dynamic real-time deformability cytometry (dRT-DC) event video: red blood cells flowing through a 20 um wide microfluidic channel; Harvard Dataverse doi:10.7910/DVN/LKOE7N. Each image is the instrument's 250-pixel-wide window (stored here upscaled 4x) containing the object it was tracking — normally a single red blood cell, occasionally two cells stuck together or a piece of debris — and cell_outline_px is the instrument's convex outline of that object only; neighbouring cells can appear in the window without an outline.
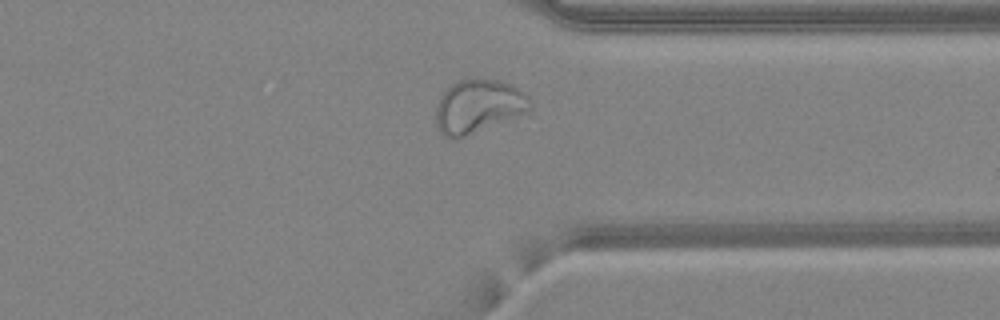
{"species": "common noctule bat (a hibernating species)", "species_latin": "Nyctalus noctula", "temperature_condition": "warm", "stored_images_in_passage": 41, "camera_frame_rate_fps": 3000, "um_per_image_px": 0.085, "animal": {"sex": "female", "body_mass_g": 24.6, "forearm_length_mm": 56.2}, "frame": {"image": 1, "passage_image": 30, "time_ms": 9.667, "image_size_px": [1000, 320], "cell_outline_px": [[532, 108], [528, 112], [464, 136], [448, 140], [440, 132], [436, 124], [436, 104], [440, 96], [452, 84], [460, 80], [472, 76], [496, 80], [512, 84], [528, 96], [532, 104]], "centroid_in_image_um": [40.65, 9.01], "position_along_channel_um": 370.8, "area_um2": 29.54}}
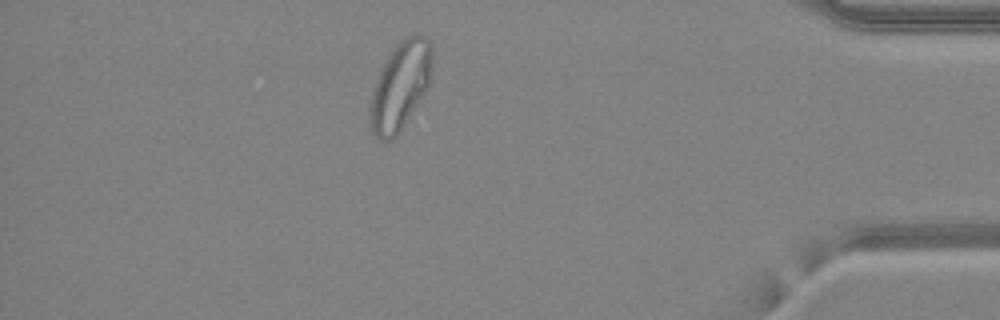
{"frame": {"image": 2, "passage_image": 35, "time_ms": 11.333, "image_size_px": [1000, 320], "cell_outline_px": [[432, 64], [428, 88], [400, 132], [392, 140], [380, 140], [372, 132], [368, 116], [368, 104], [372, 88], [380, 68], [388, 56], [400, 40], [404, 36], [416, 32], [428, 36], [432, 48]], "centroid_in_image_um": [34.01, 7.28], "position_along_channel_um": 401.2, "area_um2": 32.66}, "authors_computed_cell_mechanics": {"area_um2": 29.9982, "velocity_mm_per_s": 4.2416, "shape_relaxation_time_tau1_ms": null, "shape_relaxation_time_tau2_ms": 1.5441, "deformation_change_tau1": null, "deformation_change_tau2": 0.0849}}